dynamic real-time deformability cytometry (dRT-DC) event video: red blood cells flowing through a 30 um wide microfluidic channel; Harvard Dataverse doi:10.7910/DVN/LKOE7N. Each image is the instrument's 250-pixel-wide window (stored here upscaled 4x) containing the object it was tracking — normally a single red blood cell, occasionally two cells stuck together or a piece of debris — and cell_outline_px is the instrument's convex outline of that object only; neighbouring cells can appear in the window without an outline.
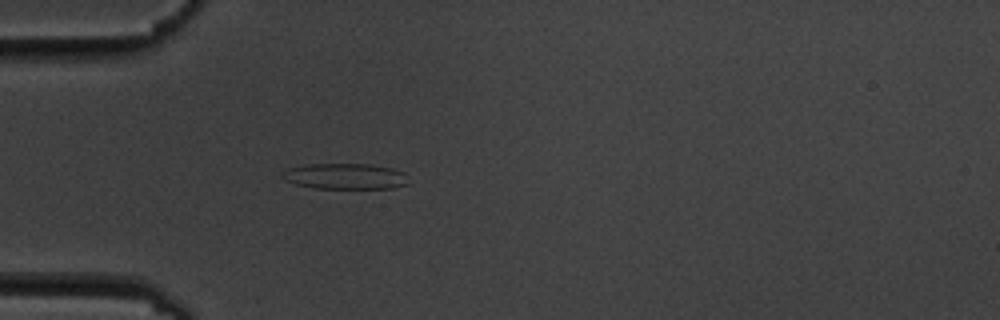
{"species": "common noctule bat (a hibernating species)", "species_latin": "Nyctalus noctula", "temperature_condition": "cold", "stored_images_in_passage": 4, "camera_frame_rate_fps": 3000, "um_per_image_px": 0.085, "animal": {"sex": "male", "body_mass_g": 19.5, "forearm_length_mm": 54.6}, "frame": {"image": 1, "passage_image": 4, "time_ms": 4.333, "image_size_px": [1000, 320], "cell_outline_px": [[408, 184], [392, 188], [312, 188], [296, 184], [284, 180], [280, 176], [288, 168], [304, 164], [372, 164], [392, 168], [404, 172]], "centroid_in_image_um": [29.32, 14.98], "position_along_channel_um": 55.7, "area_um2": 19.02}}